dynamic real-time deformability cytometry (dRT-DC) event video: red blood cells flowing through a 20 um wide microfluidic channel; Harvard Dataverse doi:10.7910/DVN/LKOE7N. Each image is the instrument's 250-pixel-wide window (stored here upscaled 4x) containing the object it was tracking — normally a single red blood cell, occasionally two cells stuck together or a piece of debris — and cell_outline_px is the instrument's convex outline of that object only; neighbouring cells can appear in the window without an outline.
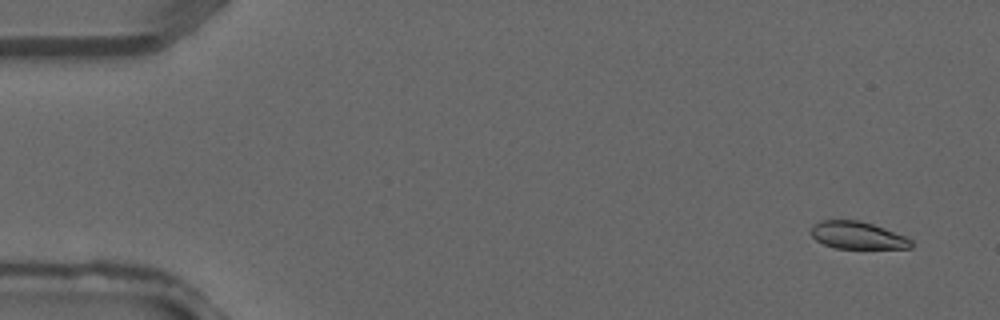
{"species": "common noctule bat (a hibernating species)", "species_latin": "Nyctalus noctula", "temperature_condition": "warm", "stored_images_in_passage": 3, "camera_frame_rate_fps": 3000, "um_per_image_px": 0.085, "animal": {"sex": "male", "forearm_length_mm": 52.5}, "frame": {"image": 1, "passage_image": 1, "time_ms": 0.0, "image_size_px": [1000, 320], "cell_outline_px": [[912, 248], [836, 248], [824, 244], [816, 240], [812, 236], [812, 224], [820, 220], [860, 220], [908, 236], [912, 240]], "centroid_in_image_um": [72.91, 19.99], "position_along_channel_um": 12.1, "area_um2": 16.01}}